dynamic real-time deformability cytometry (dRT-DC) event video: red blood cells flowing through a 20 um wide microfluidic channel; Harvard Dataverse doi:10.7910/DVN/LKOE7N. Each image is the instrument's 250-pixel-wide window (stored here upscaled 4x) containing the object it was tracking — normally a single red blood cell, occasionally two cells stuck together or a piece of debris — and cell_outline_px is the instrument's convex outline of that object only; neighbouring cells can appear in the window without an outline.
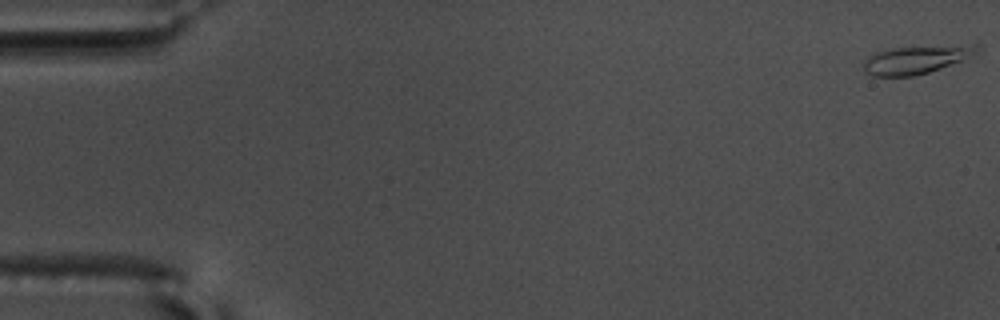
{"species": "common noctule bat (a hibernating species)", "species_latin": "Nyctalus noctula", "temperature_condition": "warm", "stored_images_in_passage": 56, "camera_frame_rate_fps": 3000, "um_per_image_px": 0.085, "animal": {"sex": "male", "body_mass_g": 17.5, "forearm_length_mm": 52.3}, "frame": {"image": 1, "passage_image": 1, "time_ms": 0.0, "image_size_px": [1000, 320], "cell_outline_px": [[980, 48], [976, 52], [960, 60], [940, 68], [928, 72], [912, 76], [872, 76], [864, 72], [864, 64], [868, 56], [876, 52], [892, 48], [972, 44], [980, 44]], "centroid_in_image_um": [77.84, 5.06], "position_along_channel_um": 7.2, "area_um2": 18.26}}
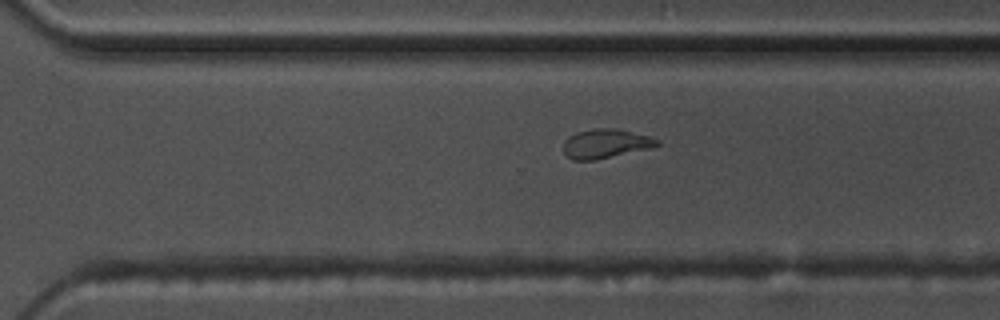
{"frame": {"image": 2, "passage_image": 40, "time_ms": 13.0, "image_size_px": [1000, 320], "cell_outline_px": [[660, 144], [652, 148], [596, 160], [572, 160], [564, 152], [564, 140], [576, 132], [592, 128], [616, 128], [648, 136], [660, 140]], "centroid_in_image_um": [51.49, 12.21], "position_along_channel_um": 319.1, "area_um2": 16.01}}
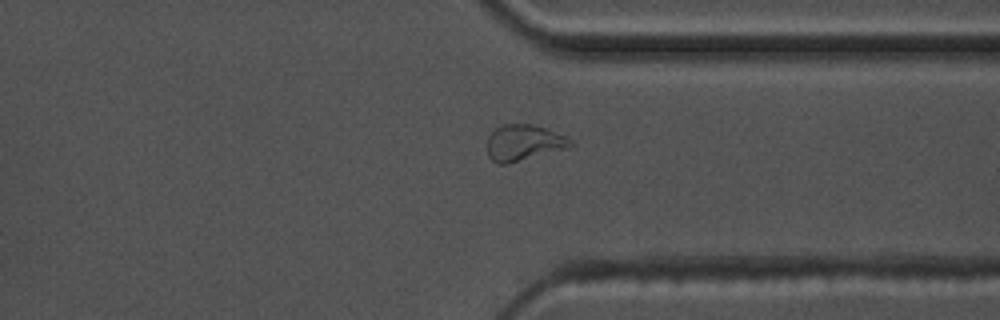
{"frame": {"image": 3, "passage_image": 44, "time_ms": 14.333, "image_size_px": [1000, 320], "cell_outline_px": [[572, 148], [508, 164], [496, 164], [488, 156], [488, 136], [496, 128], [504, 124], [532, 124], [544, 128], [564, 136], [572, 140]], "centroid_in_image_um": [44.53, 12.16], "position_along_channel_um": 366.9, "area_um2": 17.63}, "authors_computed_cell_mechanics": {"area_um2": 16.0684, "velocity_mm_per_s": 3.5859, "shape_relaxation_time_tau1_ms": 8.3377, "shape_relaxation_time_tau2_ms": 2.3149, "deformation_change_tau1": 0.2723, "deformation_change_tau2": 0.1048}}